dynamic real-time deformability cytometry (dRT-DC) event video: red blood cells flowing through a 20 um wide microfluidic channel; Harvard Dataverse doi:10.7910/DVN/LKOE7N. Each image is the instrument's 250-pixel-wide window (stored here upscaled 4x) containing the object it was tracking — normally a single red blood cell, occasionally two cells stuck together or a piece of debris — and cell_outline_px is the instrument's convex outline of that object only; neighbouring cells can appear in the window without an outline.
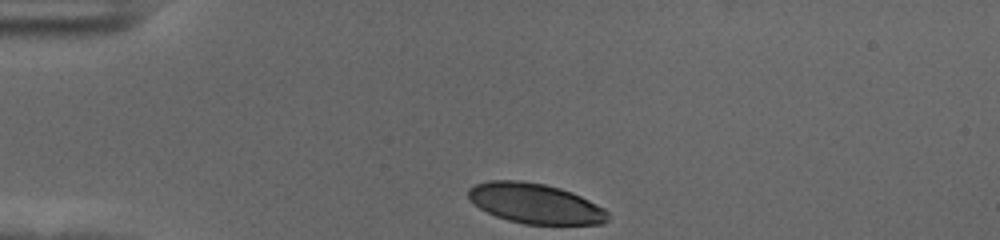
{"species": "human", "species_latin": "Homo sapiens", "temperature_condition": "cold", "stored_images_in_passage": 34, "camera_frame_rate_fps": 3000, "um_per_image_px": 0.085, "donor": {"sex": "female"}, "frame": {"image": 1, "passage_image": 1, "time_ms": 0.0, "image_size_px": [1000, 240], "cell_outline_px": [[608, 220], [604, 224], [524, 224], [508, 220], [496, 216], [480, 208], [468, 196], [468, 188], [476, 184], [488, 180], [520, 180], [544, 184], [560, 188], [572, 192], [604, 208], [608, 212]], "centroid_in_image_um": [45.5, 17.29], "position_along_channel_um": 39.5, "area_um2": 32.48}}
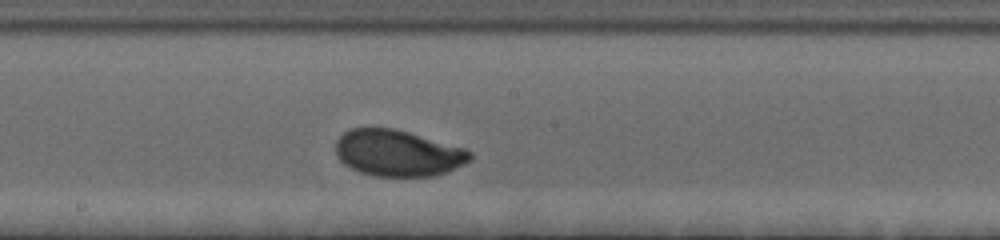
{"frame": {"image": 2, "passage_image": 19, "time_ms": 6.0, "image_size_px": [1000, 240], "cell_outline_px": [[472, 160], [448, 172], [436, 176], [372, 176], [348, 168], [336, 156], [336, 140], [348, 128], [396, 128], [468, 148], [472, 152]], "centroid_in_image_um": [33.85, 13.01], "position_along_channel_um": 214.4, "area_um2": 36.99}}
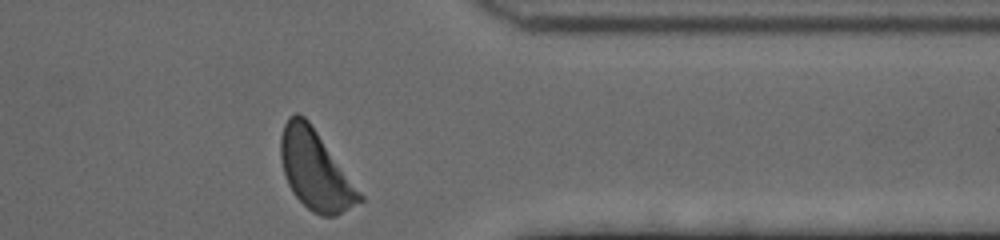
{"frame": {"image": 3, "passage_image": 34, "time_ms": 11.0, "image_size_px": [1000, 240], "cell_outline_px": [[364, 200], [336, 216], [320, 216], [312, 212], [292, 192], [288, 184], [284, 172], [280, 156], [280, 136], [284, 124], [288, 116], [296, 112], [300, 112], [308, 120], [364, 196]], "centroid_in_image_um": [26.79, 14.45], "position_along_channel_um": 384.6, "area_um2": 36.24}, "authors_computed_cell_mechanics": {"area_um2": 35.9805, "velocity_mm_per_s": 3.5756, "shape_relaxation_time_tau1_ms": 2.5091, "shape_relaxation_time_tau2_ms": null, "deformation_change_tau1": 0.1445, "deformation_change_tau2": null}}